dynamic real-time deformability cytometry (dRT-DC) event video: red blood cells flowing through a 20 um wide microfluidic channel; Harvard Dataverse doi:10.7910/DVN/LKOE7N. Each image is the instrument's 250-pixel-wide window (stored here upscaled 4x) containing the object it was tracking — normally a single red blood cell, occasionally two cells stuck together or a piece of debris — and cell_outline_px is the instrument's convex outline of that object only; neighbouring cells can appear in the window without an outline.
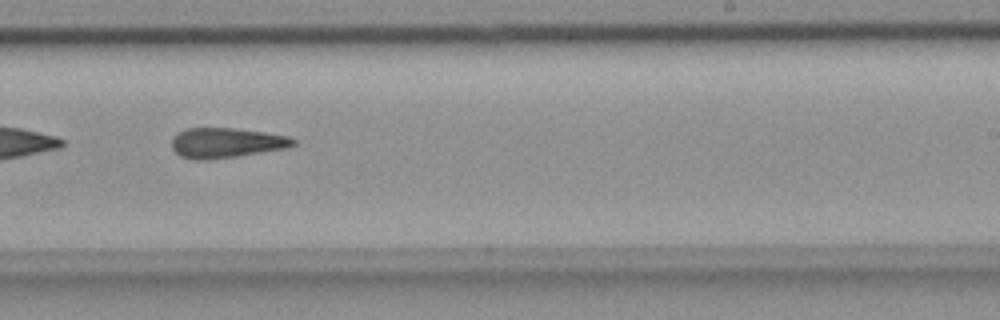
{"species": "common noctule bat (a hibernating species)", "species_latin": "Nyctalus noctula", "temperature_condition": "room temperature", "stored_images_in_passage": 38, "camera_frame_rate_fps": 3000, "um_per_image_px": 0.085, "animal": {"sex": "female", "body_mass_g": 18.4}, "frame": {"image": 1, "passage_image": 17, "time_ms": 5.333, "image_size_px": [1000, 320], "cell_outline_px": [[296, 144], [288, 148], [212, 160], [192, 160], [180, 156], [172, 148], [172, 136], [188, 128], [236, 128], [264, 132], [288, 136], [296, 140]], "centroid_in_image_um": [19.23, 12.15], "position_along_channel_um": 269.8, "area_um2": 21.44}}
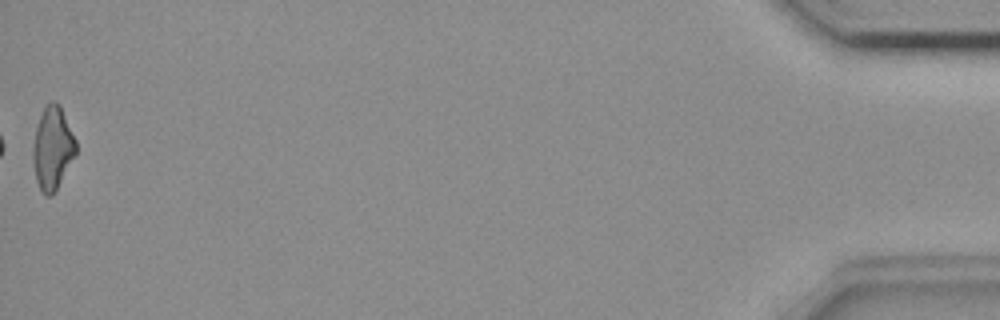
{"frame": {"image": 2, "passage_image": 38, "time_ms": 12.333, "image_size_px": [1000, 320], "cell_outline_px": [[76, 152], [56, 188], [48, 196], [44, 196], [36, 180], [32, 156], [32, 152], [36, 128], [44, 104], [52, 100], [56, 100], [60, 104], [76, 140]], "centroid_in_image_um": [4.45, 12.51], "position_along_channel_um": 430.7, "area_um2": 20.46}}